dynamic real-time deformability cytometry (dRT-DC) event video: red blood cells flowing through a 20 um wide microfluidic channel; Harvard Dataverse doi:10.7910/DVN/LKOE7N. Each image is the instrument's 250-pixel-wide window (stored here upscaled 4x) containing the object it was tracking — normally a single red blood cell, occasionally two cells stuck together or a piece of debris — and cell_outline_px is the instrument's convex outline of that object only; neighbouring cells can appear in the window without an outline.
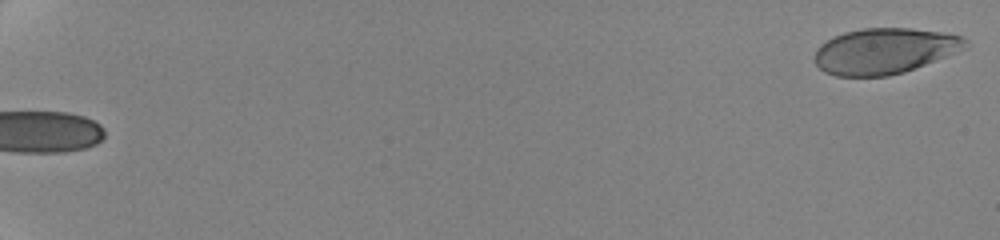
{"species": "human", "species_latin": "Homo sapiens", "temperature_condition": "cold", "stored_images_in_passage": 25, "camera_frame_rate_fps": 3000, "um_per_image_px": 0.085, "donor": {"sex": "female"}, "frame": {"image": 1, "passage_image": 1, "time_ms": 0.0, "image_size_px": [1000, 240], "cell_outline_px": [[968, 48], [904, 72], [888, 76], [836, 76], [824, 72], [816, 64], [816, 48], [820, 44], [844, 32], [864, 28], [912, 28], [940, 32], [960, 36], [968, 40]], "centroid_in_image_um": [75.2, 4.33], "position_along_channel_um": 9.8, "area_um2": 40.06}}
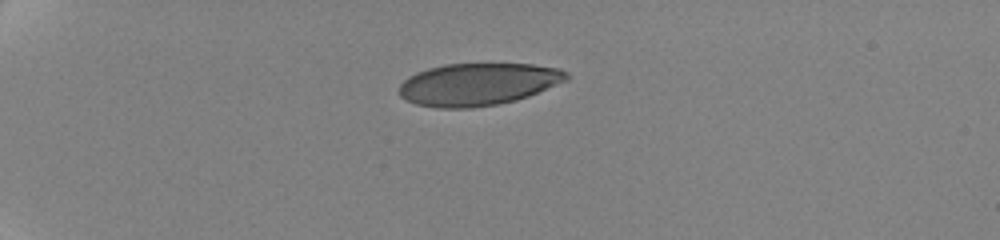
{"frame": {"image": 2, "passage_image": 18, "time_ms": 5.667, "image_size_px": [1000, 240], "cell_outline_px": [[568, 80], [528, 96], [516, 100], [496, 104], [472, 108], [436, 108], [416, 104], [400, 96], [400, 84], [408, 76], [416, 72], [428, 68], [444, 64], [532, 64], [560, 68], [568, 72]], "centroid_in_image_um": [40.64, 7.16], "position_along_channel_um": 44.4, "area_um2": 41.33}}
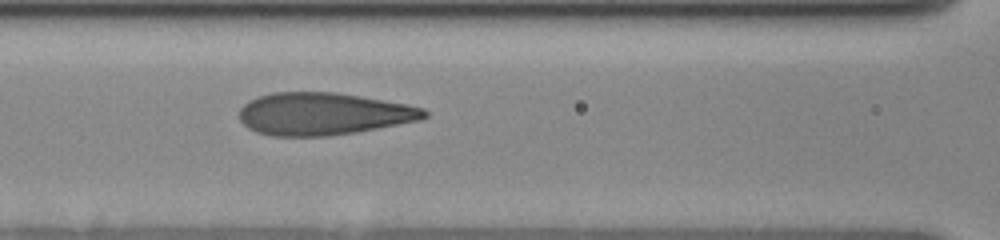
{"frame": {"image": 3, "passage_image": 25, "time_ms": 10.0, "image_size_px": [1000, 240], "cell_outline_px": [[428, 116], [420, 120], [356, 132], [328, 136], [272, 136], [256, 132], [248, 128], [240, 120], [240, 108], [248, 100], [256, 96], [272, 92], [336, 92], [408, 104], [424, 108], [428, 112]], "centroid_in_image_um": [27.47, 9.67], "position_along_channel_um": 139.1, "area_um2": 45.89}}